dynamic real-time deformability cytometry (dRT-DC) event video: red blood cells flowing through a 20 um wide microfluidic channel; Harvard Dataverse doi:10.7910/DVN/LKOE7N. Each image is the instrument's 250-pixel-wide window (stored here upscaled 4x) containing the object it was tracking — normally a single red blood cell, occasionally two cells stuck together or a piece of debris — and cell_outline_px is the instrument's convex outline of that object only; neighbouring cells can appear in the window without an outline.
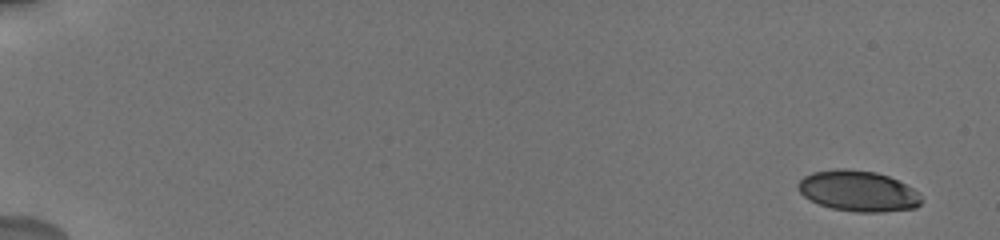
{"species": "human", "species_latin": "Homo sapiens", "temperature_condition": "cold", "stored_images_in_passage": 28, "camera_frame_rate_fps": 3000, "um_per_image_px": 0.085, "donor": {"sex": "male"}, "frame": {"image": 1, "passage_image": 1, "time_ms": 0.0, "image_size_px": [1000, 240], "cell_outline_px": [[920, 204], [916, 208], [884, 212], [856, 212], [832, 208], [820, 204], [804, 196], [796, 188], [796, 184], [804, 176], [812, 172], [836, 168], [848, 168], [876, 172], [888, 176], [920, 192]], "centroid_in_image_um": [72.92, 16.23], "position_along_channel_um": 12.1, "area_um2": 29.36}}
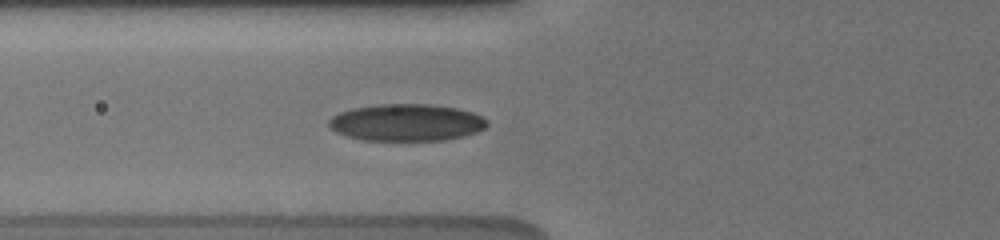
{"frame": {"image": 2, "passage_image": 14, "time_ms": 7.0, "image_size_px": [1000, 240], "cell_outline_px": [[488, 124], [484, 128], [476, 132], [464, 136], [444, 140], [364, 140], [348, 136], [336, 132], [328, 128], [328, 120], [332, 116], [340, 112], [352, 108], [380, 104], [428, 104], [456, 108], [472, 112], [484, 116], [488, 120]], "centroid_in_image_um": [34.55, 10.41], "position_along_channel_um": 91.2, "area_um2": 34.22}}
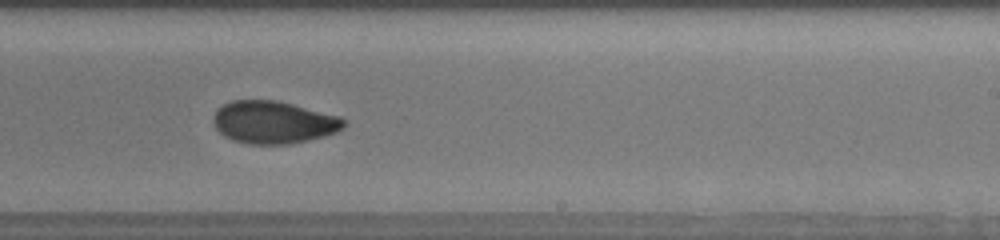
{"frame": {"image": 3, "passage_image": 24, "time_ms": 11.667, "image_size_px": [1000, 240], "cell_outline_px": [[348, 124], [344, 128], [336, 132], [324, 136], [308, 140], [288, 144], [248, 144], [232, 140], [224, 136], [216, 128], [212, 120], [216, 108], [232, 100], [276, 100], [340, 116]], "centroid_in_image_um": [23.24, 10.39], "position_along_channel_um": 265.8, "area_um2": 32.48}}